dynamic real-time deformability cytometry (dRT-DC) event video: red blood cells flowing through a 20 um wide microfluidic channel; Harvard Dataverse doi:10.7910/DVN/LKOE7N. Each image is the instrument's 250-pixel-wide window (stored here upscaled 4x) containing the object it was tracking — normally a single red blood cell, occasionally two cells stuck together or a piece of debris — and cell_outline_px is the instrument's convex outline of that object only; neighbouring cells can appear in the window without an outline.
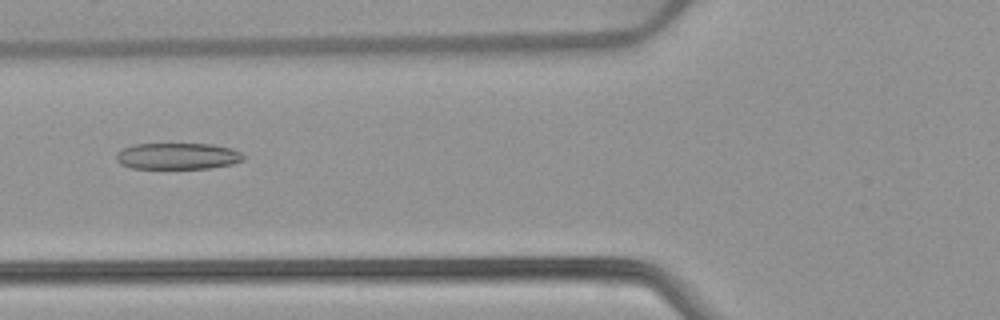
{"species": "common noctule bat (a hibernating species)", "species_latin": "Nyctalus noctula", "temperature_condition": "warm", "stored_images_in_passage": 44, "camera_frame_rate_fps": 3000, "um_per_image_px": 0.085, "animal": {"sex": "female", "body_mass_g": 22.7, "forearm_length_mm": 54.2}, "frame": {"image": 1, "passage_image": 12, "time_ms": 3.667, "image_size_px": [1000, 320], "cell_outline_px": [[244, 160], [232, 164], [208, 168], [132, 168], [120, 164], [116, 160], [116, 156], [124, 148], [136, 144], [212, 144], [232, 148], [240, 152], [244, 156]], "centroid_in_image_um": [15.13, 13.27], "position_along_channel_um": 110.7, "area_um2": 19.42}}
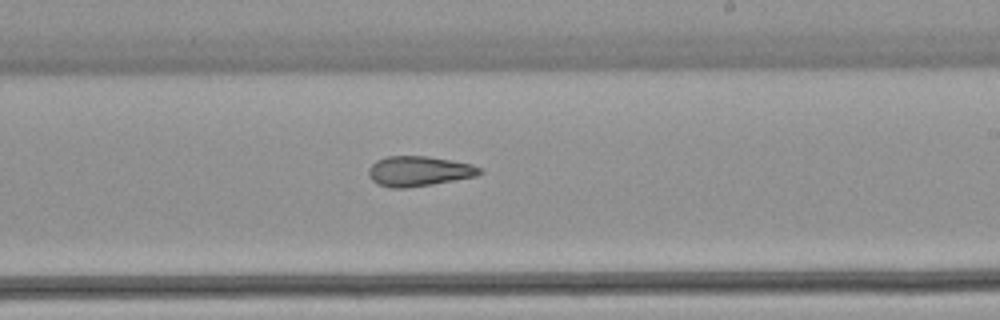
{"frame": {"image": 2, "passage_image": 23, "time_ms": 7.333, "image_size_px": [1000, 320], "cell_outline_px": [[484, 172], [476, 176], [432, 184], [408, 188], [388, 188], [372, 180], [368, 176], [368, 168], [376, 160], [388, 156], [428, 156], [472, 164], [484, 168]], "centroid_in_image_um": [35.62, 14.55], "position_along_channel_um": 253.4, "area_um2": 19.59}}
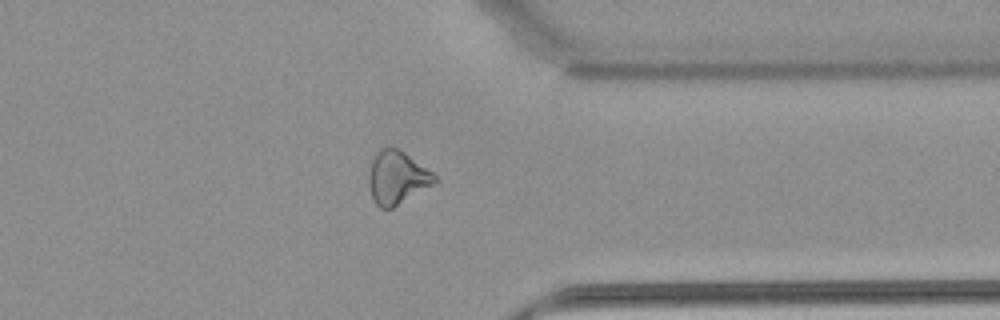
{"frame": {"image": 3, "passage_image": 33, "time_ms": 10.667, "image_size_px": [1000, 320], "cell_outline_px": [[436, 180], [432, 184], [392, 208], [380, 208], [372, 200], [368, 184], [368, 176], [372, 160], [376, 152], [380, 148], [400, 148], [432, 172], [436, 176]], "centroid_in_image_um": [33.7, 15.08], "position_along_channel_um": 377.7, "area_um2": 20.17}, "authors_computed_cell_mechanics": {"area_um2": 20.2011, "velocity_mm_per_s": 3.8952, "shape_relaxation_time_tau1_ms": null, "shape_relaxation_time_tau2_ms": 3.5755, "deformation_change_tau1": null, "deformation_change_tau2": 0.1156}}